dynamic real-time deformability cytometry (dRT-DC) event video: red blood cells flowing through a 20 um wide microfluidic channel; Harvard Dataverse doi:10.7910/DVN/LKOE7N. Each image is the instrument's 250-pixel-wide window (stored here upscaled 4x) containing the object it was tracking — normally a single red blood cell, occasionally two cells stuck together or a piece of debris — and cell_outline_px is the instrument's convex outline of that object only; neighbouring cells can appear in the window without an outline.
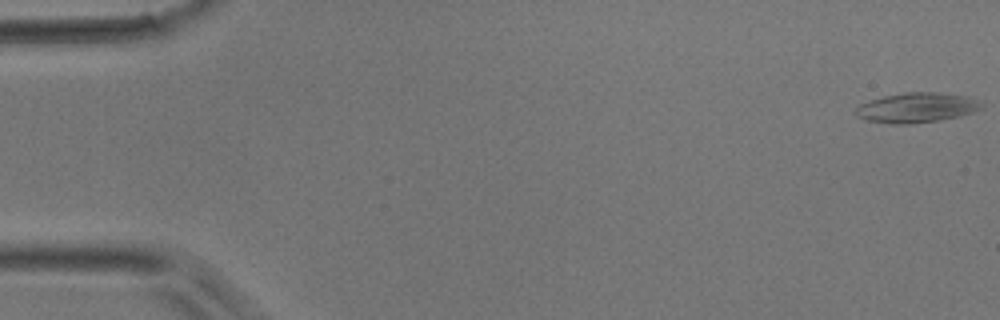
{"species": "common noctule bat (a hibernating species)", "species_latin": "Nyctalus noctula", "temperature_condition": "room temperature", "stored_images_in_passage": 49, "camera_frame_rate_fps": 3000, "um_per_image_px": 0.085, "animal": {"sex": "male", "body_mass_g": 17.9}, "frame": {"image": 1, "passage_image": 1, "time_ms": 0.0, "image_size_px": [1000, 320], "cell_outline_px": [[984, 108], [960, 116], [912, 124], [892, 124], [868, 120], [856, 116], [856, 108], [860, 104], [868, 100], [884, 96], [904, 92], [936, 92], [964, 96], [976, 100], [984, 104]], "centroid_in_image_um": [77.9, 9.15], "position_along_channel_um": 7.1, "area_um2": 21.79}}
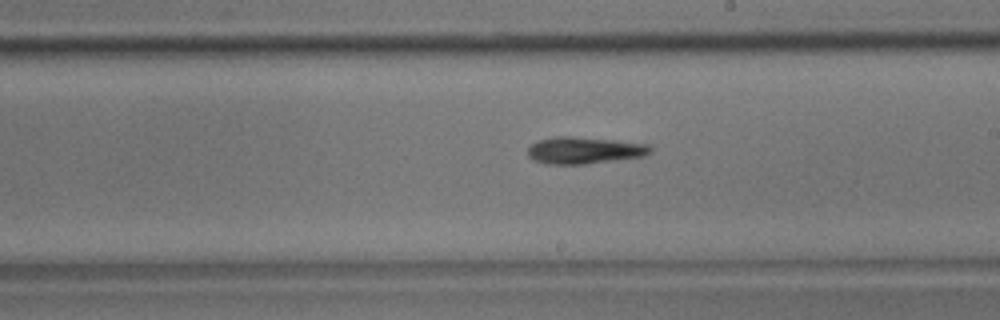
{"frame": {"image": 2, "passage_image": 28, "time_ms": 9.0, "image_size_px": [1000, 320], "cell_outline_px": [[652, 152], [644, 156], [584, 164], [548, 164], [532, 160], [528, 156], [528, 148], [532, 144], [540, 140], [556, 136], [572, 136], [616, 140], [652, 144]], "centroid_in_image_um": [49.7, 12.77], "position_along_channel_um": 239.3, "area_um2": 19.31}}
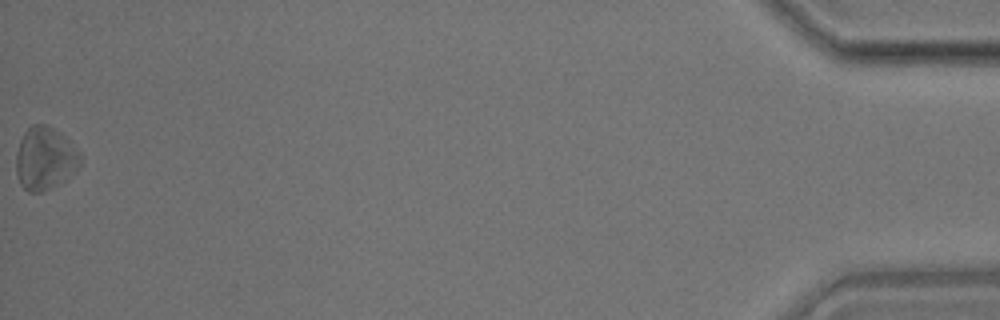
{"frame": {"image": 3, "passage_image": 49, "time_ms": 16.0, "image_size_px": [1000, 320], "cell_outline_px": [[80, 164], [64, 180], [52, 188], [44, 192], [28, 192], [20, 184], [16, 172], [16, 152], [20, 140], [24, 132], [32, 124], [48, 124], [68, 140], [80, 156]], "centroid_in_image_um": [3.77, 13.48], "position_along_channel_um": 431.4, "area_um2": 23.24}}